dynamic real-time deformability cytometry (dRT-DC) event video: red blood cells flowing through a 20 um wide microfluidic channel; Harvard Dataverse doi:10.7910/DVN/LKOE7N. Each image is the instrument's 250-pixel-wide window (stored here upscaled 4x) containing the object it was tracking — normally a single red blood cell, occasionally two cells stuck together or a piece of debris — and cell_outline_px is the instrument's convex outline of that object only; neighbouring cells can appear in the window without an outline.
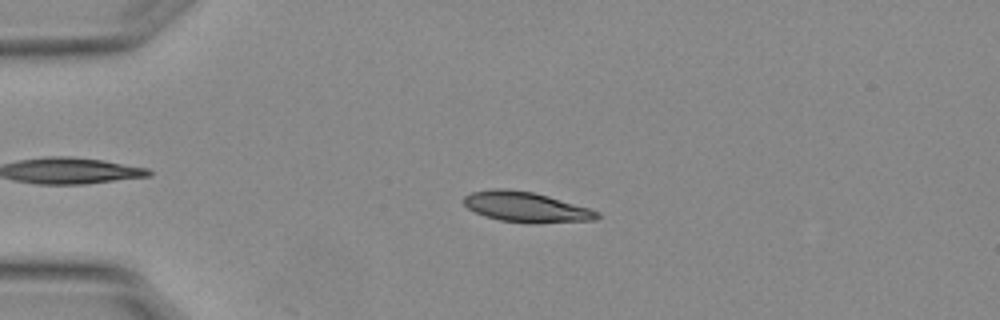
{"species": "Egyptian fruit bat (a non-hibernating species)", "species_latin": "Rousettus aegyptiacus", "temperature_condition": "warm", "stored_images_in_passage": 49, "camera_frame_rate_fps": 3000, "um_per_image_px": 0.085, "animal": {"sex": "female"}, "frame": {"image": 1, "passage_image": 13, "time_ms": 4.0, "image_size_px": [1000, 320], "cell_outline_px": [[600, 216], [596, 220], [500, 220], [476, 212], [468, 208], [464, 204], [464, 196], [472, 192], [492, 188], [508, 188], [532, 192], [548, 196], [588, 208], [600, 212]], "centroid_in_image_um": [44.64, 17.52], "position_along_channel_um": 40.4, "area_um2": 22.08}}
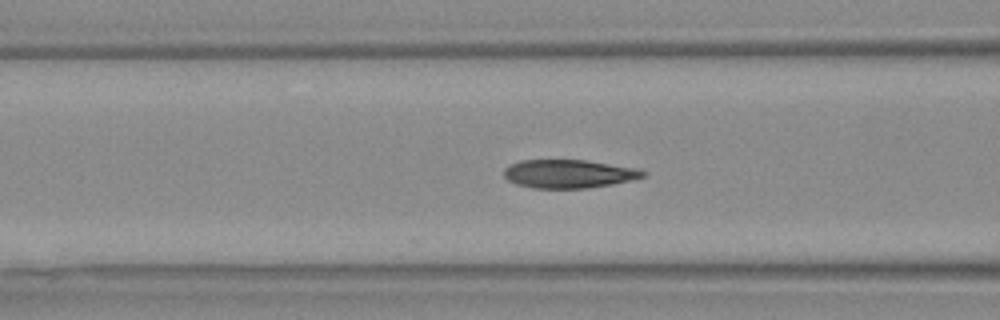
{"frame": {"image": 2, "passage_image": 22, "time_ms": 7.0, "image_size_px": [1000, 320], "cell_outline_px": [[648, 172], [644, 176], [632, 180], [612, 184], [588, 188], [532, 188], [516, 184], [508, 180], [504, 176], [504, 168], [520, 160], [584, 160], [640, 168]], "centroid_in_image_um": [48.37, 14.77], "position_along_channel_um": 118.2, "area_um2": 23.12}}
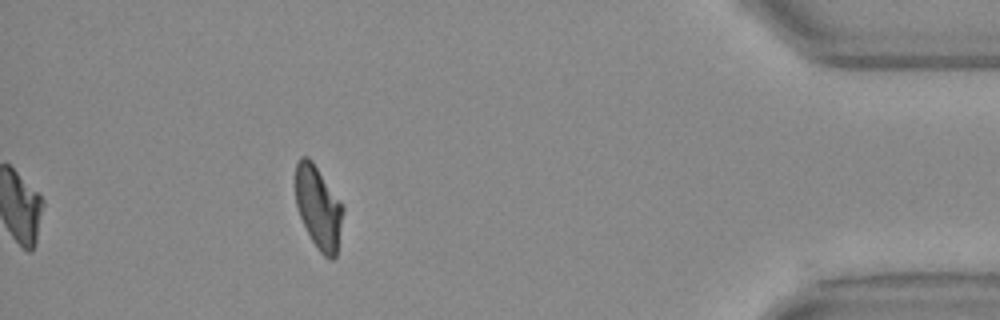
{"frame": {"image": 3, "passage_image": 49, "time_ms": 16.0, "image_size_px": [1000, 320], "cell_outline_px": [[344, 212], [336, 256], [332, 260], [328, 260], [316, 248], [300, 216], [296, 204], [296, 164], [300, 156], [308, 156], [312, 160], [340, 200], [344, 208]], "centroid_in_image_um": [27.08, 17.64], "position_along_channel_um": 408.1, "area_um2": 22.89}, "authors_computed_cell_mechanics": {"area_um2": 23.2356, "velocity_mm_per_s": 3.7707, "shape_relaxation_time_tau1_ms": 4.7533, "shape_relaxation_time_tau2_ms": 1.142, "deformation_change_tau1": 0.1875, "deformation_change_tau2": 0.0586}}